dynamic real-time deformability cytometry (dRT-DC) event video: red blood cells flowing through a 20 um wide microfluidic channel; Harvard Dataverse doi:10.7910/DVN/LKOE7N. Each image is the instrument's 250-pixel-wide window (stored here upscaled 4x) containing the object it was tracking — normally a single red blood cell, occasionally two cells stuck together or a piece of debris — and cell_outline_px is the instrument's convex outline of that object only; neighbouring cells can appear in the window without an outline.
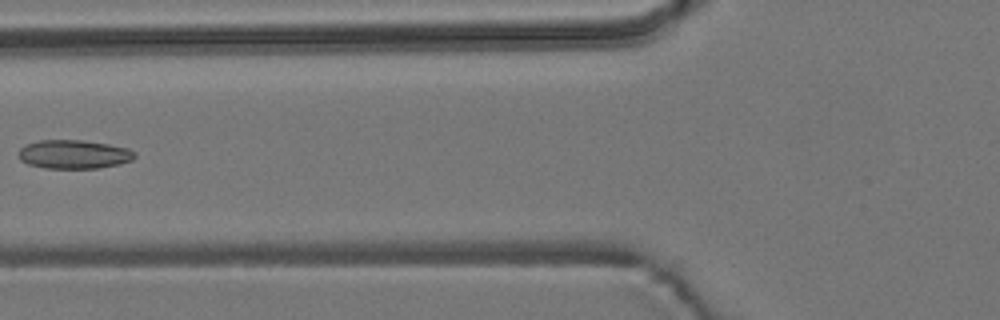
{"species": "common noctule bat (a hibernating species)", "species_latin": "Nyctalus noctula", "temperature_condition": "room temperature", "stored_images_in_passage": 7, "camera_frame_rate_fps": 3000, "um_per_image_px": 0.085, "animal": {"sex": "male", "body_mass_g": 19.2, "forearm_length_mm": 51.8}, "frame": {"image": 1, "passage_image": 6, "time_ms": 7.0, "image_size_px": [1000, 320], "cell_outline_px": [[136, 156], [132, 160], [120, 164], [100, 168], [44, 168], [28, 164], [20, 160], [20, 148], [28, 144], [40, 140], [84, 140], [108, 144], [128, 148], [136, 152]], "centroid_in_image_um": [6.32, 13.12], "position_along_channel_um": 119.5, "area_um2": 19.48}}
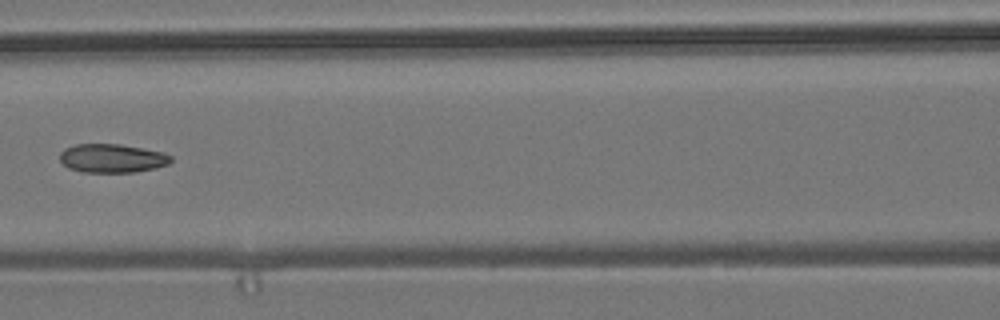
{"frame": {"image": 2, "passage_image": 7, "time_ms": 8.0, "image_size_px": [1000, 320], "cell_outline_px": [[172, 160], [168, 164], [156, 168], [136, 172], [80, 172], [68, 168], [60, 160], [60, 152], [64, 148], [76, 144], [120, 144], [164, 152], [172, 156]], "centroid_in_image_um": [9.53, 13.45], "position_along_channel_um": 157.1, "area_um2": 18.73}}